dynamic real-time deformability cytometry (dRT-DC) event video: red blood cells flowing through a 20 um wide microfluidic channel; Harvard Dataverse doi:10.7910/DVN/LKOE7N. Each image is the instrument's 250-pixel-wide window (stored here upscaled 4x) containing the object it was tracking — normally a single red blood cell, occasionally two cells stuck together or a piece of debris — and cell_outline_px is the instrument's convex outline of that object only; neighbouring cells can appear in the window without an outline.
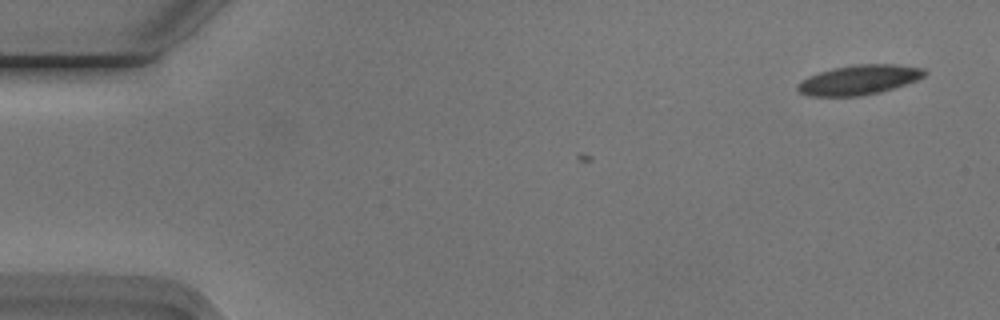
{"species": "Egyptian fruit bat (a non-hibernating species)", "species_latin": "Rousettus aegyptiacus", "temperature_condition": "cold", "stored_images_in_passage": 2, "camera_frame_rate_fps": 3000, "um_per_image_px": 0.085, "animal": {"sex": "male"}, "frame": {"image": 1, "passage_image": 2, "time_ms": 0.333, "image_size_px": [1000, 320], "cell_outline_px": [[928, 72], [924, 76], [916, 80], [880, 92], [860, 96], [808, 96], [800, 92], [796, 88], [796, 84], [808, 76], [820, 72], [836, 68], [856, 64], [892, 64], [924, 68]], "centroid_in_image_um": [73.0, 6.79], "position_along_channel_um": 12.0, "area_um2": 21.79}}